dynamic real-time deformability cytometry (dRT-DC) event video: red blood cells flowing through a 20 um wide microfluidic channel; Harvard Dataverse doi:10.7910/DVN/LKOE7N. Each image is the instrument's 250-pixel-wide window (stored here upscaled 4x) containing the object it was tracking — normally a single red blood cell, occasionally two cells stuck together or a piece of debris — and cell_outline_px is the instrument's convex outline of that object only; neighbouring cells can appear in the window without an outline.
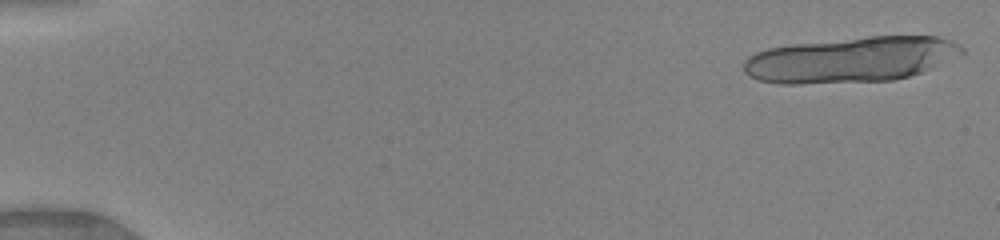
{"species": "human", "species_latin": "Homo sapiens", "temperature_condition": "warm", "stored_images_in_passage": 37, "segment_of_instrument_passage": [1, 2], "camera_frame_rate_fps": 3000, "um_per_image_px": 0.085, "donor": {"sex": "female"}, "frame": {"image": 1, "passage_image": 1, "time_ms": 0.0, "image_size_px": [1000, 240], "cell_outline_px": [[964, 56], [920, 72], [908, 76], [892, 80], [800, 84], [780, 84], [760, 80], [748, 76], [744, 72], [744, 60], [748, 56], [756, 52], [768, 48], [792, 44], [868, 36], [940, 36], [964, 48]], "centroid_in_image_um": [72.34, 5.06], "position_along_channel_um": 12.7, "area_um2": 58.09}}